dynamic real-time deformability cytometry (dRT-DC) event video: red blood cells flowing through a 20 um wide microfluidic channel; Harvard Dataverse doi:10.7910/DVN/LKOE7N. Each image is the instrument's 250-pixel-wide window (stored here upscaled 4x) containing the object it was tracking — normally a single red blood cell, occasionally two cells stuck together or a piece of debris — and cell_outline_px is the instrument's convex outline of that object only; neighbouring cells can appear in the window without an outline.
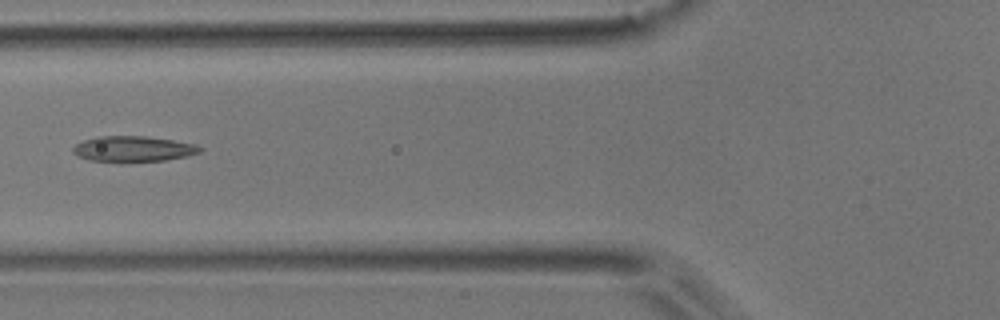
{"species": "common noctule bat (a hibernating species)", "species_latin": "Nyctalus noctula", "temperature_condition": "room temperature", "stored_images_in_passage": 6, "camera_frame_rate_fps": 3000, "um_per_image_px": 0.085, "animal": {"sex": "male", "body_mass_g": 17.9}, "frame": {"image": 1, "passage_image": 5, "time_ms": 1.333, "image_size_px": [1000, 320], "cell_outline_px": [[204, 148], [200, 152], [188, 156], [164, 160], [120, 164], [88, 160], [72, 152], [72, 148], [76, 144], [84, 140], [96, 136], [144, 136], [172, 140], [196, 144]], "centroid_in_image_um": [11.31, 12.69], "position_along_channel_um": 114.5, "area_um2": 19.54}}
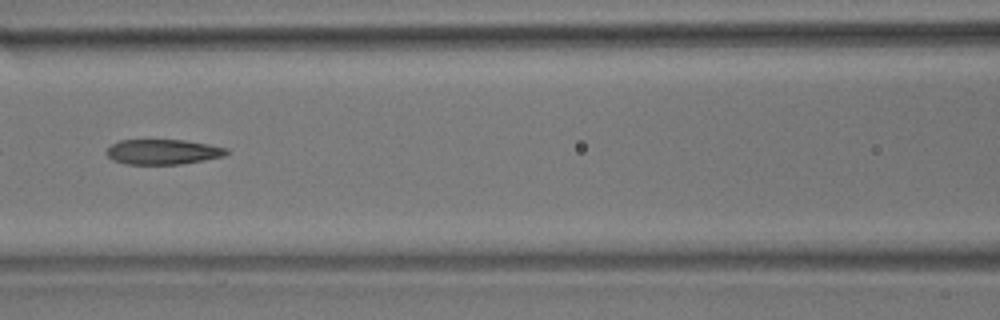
{"frame": {"image": 2, "passage_image": 6, "time_ms": 1.667, "image_size_px": [1000, 320], "cell_outline_px": [[232, 152], [224, 156], [204, 160], [180, 164], [128, 164], [112, 160], [104, 152], [112, 144], [120, 140], [184, 140], [208, 144], [228, 148]], "centroid_in_image_um": [13.87, 12.9], "position_along_channel_um": 152.7, "area_um2": 17.63}}